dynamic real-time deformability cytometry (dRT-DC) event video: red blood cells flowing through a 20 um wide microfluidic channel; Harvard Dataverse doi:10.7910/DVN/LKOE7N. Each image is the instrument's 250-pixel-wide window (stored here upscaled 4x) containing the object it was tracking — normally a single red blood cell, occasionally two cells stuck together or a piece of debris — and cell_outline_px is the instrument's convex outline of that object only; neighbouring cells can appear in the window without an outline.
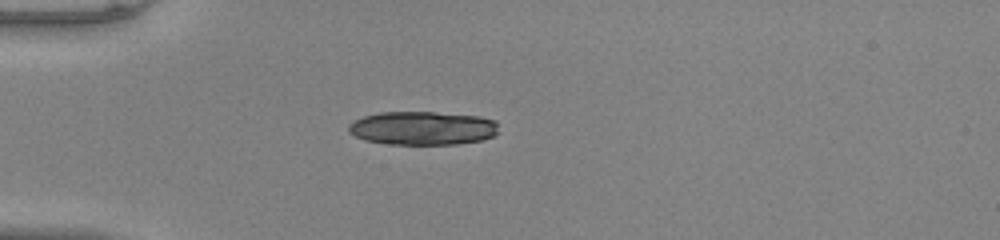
{"species": "common noctule bat (a hibernating species)", "species_latin": "Nyctalus noctula", "temperature_condition": "warm", "stored_images_in_passage": 37, "camera_frame_rate_fps": 3000, "um_per_image_px": 0.085, "animal": {"sex": "male", "body_mass_g": 20.0, "forearm_length_mm": 53.3}, "frame": {"image": 1, "passage_image": 1, "time_ms": 0.0, "image_size_px": [1000, 240], "cell_outline_px": [[496, 136], [484, 140], [456, 144], [388, 144], [364, 140], [348, 132], [348, 124], [364, 116], [380, 112], [432, 112], [480, 116], [496, 120]], "centroid_in_image_um": [35.93, 10.89], "position_along_channel_um": 49.1, "area_um2": 29.48}}